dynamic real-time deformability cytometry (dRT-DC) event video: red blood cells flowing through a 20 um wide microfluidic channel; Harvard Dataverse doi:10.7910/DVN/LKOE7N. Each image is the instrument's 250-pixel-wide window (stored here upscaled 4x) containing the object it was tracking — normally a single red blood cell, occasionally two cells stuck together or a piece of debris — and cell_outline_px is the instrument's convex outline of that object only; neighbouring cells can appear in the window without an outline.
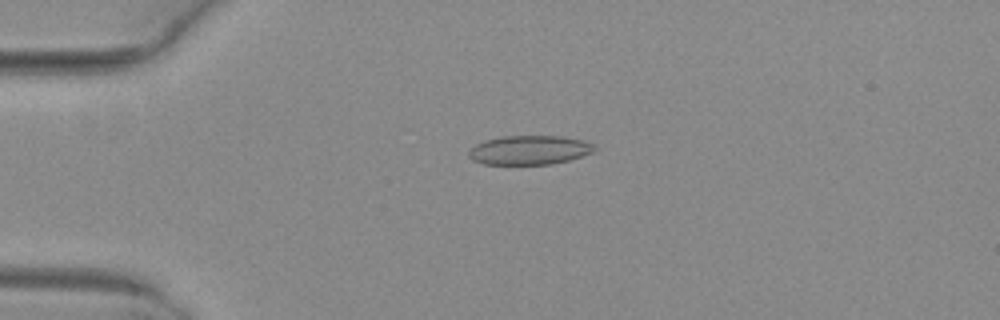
{"species": "common noctule bat (a hibernating species)", "species_latin": "Nyctalus noctula", "temperature_condition": "warm", "stored_images_in_passage": 4, "camera_frame_rate_fps": 3000, "um_per_image_px": 0.085, "animal": {"sex": "female", "body_mass_g": 29.2, "forearm_length_mm": 56.3}, "frame": {"image": 1, "passage_image": 4, "time_ms": 1.0, "image_size_px": [1000, 320], "cell_outline_px": [[596, 148], [592, 152], [568, 160], [552, 164], [484, 164], [472, 160], [468, 156], [468, 152], [476, 144], [484, 140], [500, 136], [564, 136], [584, 140], [596, 144]], "centroid_in_image_um": [45.0, 12.74], "position_along_channel_um": 40.0, "area_um2": 21.44}}